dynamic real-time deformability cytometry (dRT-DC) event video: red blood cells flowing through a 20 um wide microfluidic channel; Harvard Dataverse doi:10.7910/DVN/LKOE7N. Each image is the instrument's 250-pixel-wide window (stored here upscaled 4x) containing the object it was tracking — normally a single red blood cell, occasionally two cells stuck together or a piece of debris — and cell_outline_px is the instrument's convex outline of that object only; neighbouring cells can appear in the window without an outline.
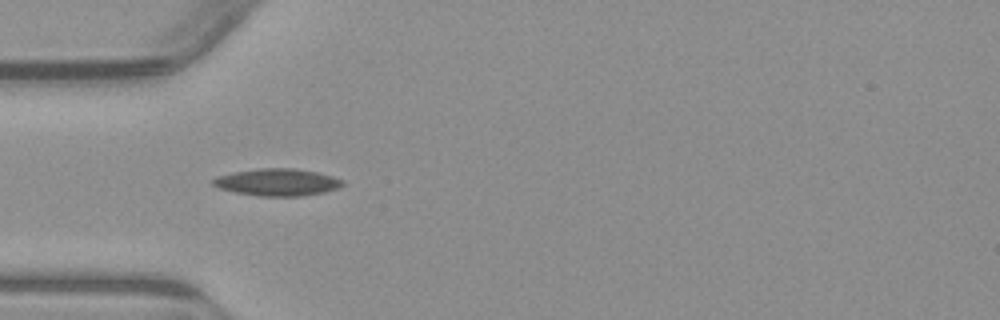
{"species": "common noctule bat (a hibernating species)", "species_latin": "Nyctalus noctula", "temperature_condition": "warm", "stored_images_in_passage": 1, "camera_frame_rate_fps": 3000, "um_per_image_px": 0.085, "animal": {"sex": "male", "body_mass_g": 23.1, "forearm_length_mm": 52.7}, "frame": {"image": 1, "passage_image": 1, "time_ms": 0.0, "image_size_px": [1000, 320], "cell_outline_px": [[344, 184], [336, 188], [324, 192], [300, 196], [260, 196], [236, 192], [220, 188], [212, 184], [212, 180], [216, 176], [232, 172], [260, 168], [292, 168], [316, 172], [332, 176], [344, 180]], "centroid_in_image_um": [23.56, 15.48], "position_along_channel_um": 61.4, "area_um2": 20.35}}